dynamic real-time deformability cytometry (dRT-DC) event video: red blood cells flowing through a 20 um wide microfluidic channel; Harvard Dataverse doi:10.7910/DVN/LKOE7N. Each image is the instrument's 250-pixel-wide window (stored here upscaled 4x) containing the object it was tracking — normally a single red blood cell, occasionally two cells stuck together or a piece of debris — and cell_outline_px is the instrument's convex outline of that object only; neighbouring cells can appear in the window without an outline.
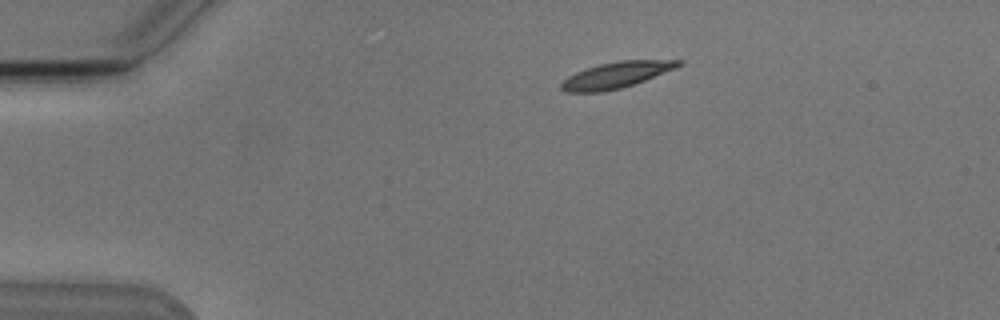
{"species": "Egyptian fruit bat (a non-hibernating species)", "species_latin": "Rousettus aegyptiacus", "temperature_condition": "cold", "stored_images_in_passage": 6, "camera_frame_rate_fps": 3000, "um_per_image_px": 0.085, "animal": {"sex": "male"}, "frame": {"image": 1, "passage_image": 6, "time_ms": 6.667, "image_size_px": [1000, 320], "cell_outline_px": [[684, 64], [676, 68], [644, 80], [620, 88], [604, 92], [564, 92], [560, 88], [560, 84], [568, 76], [576, 72], [600, 64], [620, 60], [684, 60]], "centroid_in_image_um": [52.38, 6.37], "position_along_channel_um": 32.6, "area_um2": 17.69}}